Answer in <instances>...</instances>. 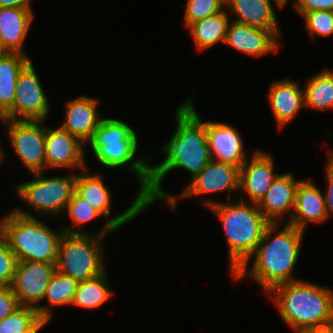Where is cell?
<instances>
[{"mask_svg": "<svg viewBox=\"0 0 333 333\" xmlns=\"http://www.w3.org/2000/svg\"><path fill=\"white\" fill-rule=\"evenodd\" d=\"M29 212L16 208L6 214L0 220V235L8 242L18 261L56 264L64 230L51 229Z\"/></svg>", "mask_w": 333, "mask_h": 333, "instance_id": "8992f818", "label": "cell"}, {"mask_svg": "<svg viewBox=\"0 0 333 333\" xmlns=\"http://www.w3.org/2000/svg\"><path fill=\"white\" fill-rule=\"evenodd\" d=\"M278 128L283 129L305 107L304 89L293 79L273 81L267 93Z\"/></svg>", "mask_w": 333, "mask_h": 333, "instance_id": "ffe728a7", "label": "cell"}, {"mask_svg": "<svg viewBox=\"0 0 333 333\" xmlns=\"http://www.w3.org/2000/svg\"><path fill=\"white\" fill-rule=\"evenodd\" d=\"M280 33L279 30H265L231 20L224 44L249 57L259 58L278 51Z\"/></svg>", "mask_w": 333, "mask_h": 333, "instance_id": "9a60e30c", "label": "cell"}, {"mask_svg": "<svg viewBox=\"0 0 333 333\" xmlns=\"http://www.w3.org/2000/svg\"><path fill=\"white\" fill-rule=\"evenodd\" d=\"M33 180L15 186L20 197L38 216L52 214L57 218L64 214L68 202L75 193L77 174L43 177V172L33 173Z\"/></svg>", "mask_w": 333, "mask_h": 333, "instance_id": "ba28073f", "label": "cell"}, {"mask_svg": "<svg viewBox=\"0 0 333 333\" xmlns=\"http://www.w3.org/2000/svg\"><path fill=\"white\" fill-rule=\"evenodd\" d=\"M17 257L8 242L0 235V287H10L14 281Z\"/></svg>", "mask_w": 333, "mask_h": 333, "instance_id": "d6a6232c", "label": "cell"}, {"mask_svg": "<svg viewBox=\"0 0 333 333\" xmlns=\"http://www.w3.org/2000/svg\"><path fill=\"white\" fill-rule=\"evenodd\" d=\"M304 89L305 108L333 110V70L325 69L307 80Z\"/></svg>", "mask_w": 333, "mask_h": 333, "instance_id": "4316f807", "label": "cell"}, {"mask_svg": "<svg viewBox=\"0 0 333 333\" xmlns=\"http://www.w3.org/2000/svg\"><path fill=\"white\" fill-rule=\"evenodd\" d=\"M211 158L239 168L248 159L243 138L236 128L224 122H205Z\"/></svg>", "mask_w": 333, "mask_h": 333, "instance_id": "2e32d148", "label": "cell"}, {"mask_svg": "<svg viewBox=\"0 0 333 333\" xmlns=\"http://www.w3.org/2000/svg\"><path fill=\"white\" fill-rule=\"evenodd\" d=\"M225 8L234 21L265 30H279L271 0H225Z\"/></svg>", "mask_w": 333, "mask_h": 333, "instance_id": "603a6c76", "label": "cell"}, {"mask_svg": "<svg viewBox=\"0 0 333 333\" xmlns=\"http://www.w3.org/2000/svg\"><path fill=\"white\" fill-rule=\"evenodd\" d=\"M116 230L110 221H106L95 234L64 233L59 242L56 270L78 282L99 276L106 270L103 240Z\"/></svg>", "mask_w": 333, "mask_h": 333, "instance_id": "52a82bcc", "label": "cell"}, {"mask_svg": "<svg viewBox=\"0 0 333 333\" xmlns=\"http://www.w3.org/2000/svg\"><path fill=\"white\" fill-rule=\"evenodd\" d=\"M325 164V177L327 183V191L325 194L326 210L328 218L333 216V150H330L329 156Z\"/></svg>", "mask_w": 333, "mask_h": 333, "instance_id": "d590c367", "label": "cell"}, {"mask_svg": "<svg viewBox=\"0 0 333 333\" xmlns=\"http://www.w3.org/2000/svg\"><path fill=\"white\" fill-rule=\"evenodd\" d=\"M293 6L302 16L304 13L311 11H333V0H295Z\"/></svg>", "mask_w": 333, "mask_h": 333, "instance_id": "e575fe53", "label": "cell"}, {"mask_svg": "<svg viewBox=\"0 0 333 333\" xmlns=\"http://www.w3.org/2000/svg\"><path fill=\"white\" fill-rule=\"evenodd\" d=\"M79 282L72 277L66 276L58 272L53 273L43 300L47 299V305H38L35 309L39 317L48 324L52 319V306L70 305L73 301L74 294L77 291Z\"/></svg>", "mask_w": 333, "mask_h": 333, "instance_id": "484cf974", "label": "cell"}, {"mask_svg": "<svg viewBox=\"0 0 333 333\" xmlns=\"http://www.w3.org/2000/svg\"><path fill=\"white\" fill-rule=\"evenodd\" d=\"M302 17L308 35L312 38L316 35L323 37L333 35V11H311L304 13Z\"/></svg>", "mask_w": 333, "mask_h": 333, "instance_id": "1f68e13d", "label": "cell"}, {"mask_svg": "<svg viewBox=\"0 0 333 333\" xmlns=\"http://www.w3.org/2000/svg\"><path fill=\"white\" fill-rule=\"evenodd\" d=\"M88 169L81 170L75 181V193L91 206L100 211L117 229L131 222L146 209L143 196L138 193L129 207L117 216L111 214V192L104 184L100 174H90Z\"/></svg>", "mask_w": 333, "mask_h": 333, "instance_id": "30bf717a", "label": "cell"}, {"mask_svg": "<svg viewBox=\"0 0 333 333\" xmlns=\"http://www.w3.org/2000/svg\"><path fill=\"white\" fill-rule=\"evenodd\" d=\"M240 168L215 160H211L205 168L190 180L187 187L178 197H173L167 203L168 208L175 210L177 198L196 197L216 192H228L227 201L231 199L232 191H239ZM230 192V193H229Z\"/></svg>", "mask_w": 333, "mask_h": 333, "instance_id": "7c38bea8", "label": "cell"}, {"mask_svg": "<svg viewBox=\"0 0 333 333\" xmlns=\"http://www.w3.org/2000/svg\"><path fill=\"white\" fill-rule=\"evenodd\" d=\"M227 13L228 11L225 8L218 14L197 21L187 28L199 52L213 47L218 42L225 43L231 22Z\"/></svg>", "mask_w": 333, "mask_h": 333, "instance_id": "d4e9b609", "label": "cell"}, {"mask_svg": "<svg viewBox=\"0 0 333 333\" xmlns=\"http://www.w3.org/2000/svg\"><path fill=\"white\" fill-rule=\"evenodd\" d=\"M272 297L280 317L293 331L333 325V290L296 280L274 287Z\"/></svg>", "mask_w": 333, "mask_h": 333, "instance_id": "277c9868", "label": "cell"}, {"mask_svg": "<svg viewBox=\"0 0 333 333\" xmlns=\"http://www.w3.org/2000/svg\"><path fill=\"white\" fill-rule=\"evenodd\" d=\"M137 136V131L120 119L102 118L88 143L101 165L134 172L140 184L138 193L144 196L149 191L151 162L146 160L147 157H137Z\"/></svg>", "mask_w": 333, "mask_h": 333, "instance_id": "5b68a950", "label": "cell"}, {"mask_svg": "<svg viewBox=\"0 0 333 333\" xmlns=\"http://www.w3.org/2000/svg\"><path fill=\"white\" fill-rule=\"evenodd\" d=\"M107 269L97 277L79 282L71 306L96 309L114 295L109 288Z\"/></svg>", "mask_w": 333, "mask_h": 333, "instance_id": "83f0119b", "label": "cell"}, {"mask_svg": "<svg viewBox=\"0 0 333 333\" xmlns=\"http://www.w3.org/2000/svg\"><path fill=\"white\" fill-rule=\"evenodd\" d=\"M19 306L12 287H0V321L8 317Z\"/></svg>", "mask_w": 333, "mask_h": 333, "instance_id": "836d02e7", "label": "cell"}, {"mask_svg": "<svg viewBox=\"0 0 333 333\" xmlns=\"http://www.w3.org/2000/svg\"><path fill=\"white\" fill-rule=\"evenodd\" d=\"M238 202L223 203L212 199L202 204L216 214L223 227L229 248L228 261L231 276L251 257L271 222L256 203L249 204L244 195Z\"/></svg>", "mask_w": 333, "mask_h": 333, "instance_id": "3957f363", "label": "cell"}, {"mask_svg": "<svg viewBox=\"0 0 333 333\" xmlns=\"http://www.w3.org/2000/svg\"><path fill=\"white\" fill-rule=\"evenodd\" d=\"M45 325L34 307L20 305L0 321V333H38Z\"/></svg>", "mask_w": 333, "mask_h": 333, "instance_id": "f1b7e54d", "label": "cell"}, {"mask_svg": "<svg viewBox=\"0 0 333 333\" xmlns=\"http://www.w3.org/2000/svg\"><path fill=\"white\" fill-rule=\"evenodd\" d=\"M282 225V223H271L265 229L255 252L231 276L234 282L249 276L268 294L278 285L297 280L293 277V271L299 260L305 231L287 222ZM252 256L254 259L248 269Z\"/></svg>", "mask_w": 333, "mask_h": 333, "instance_id": "7a4b0ae2", "label": "cell"}, {"mask_svg": "<svg viewBox=\"0 0 333 333\" xmlns=\"http://www.w3.org/2000/svg\"><path fill=\"white\" fill-rule=\"evenodd\" d=\"M225 9V0H187L185 5L186 28Z\"/></svg>", "mask_w": 333, "mask_h": 333, "instance_id": "4dcf8cb0", "label": "cell"}, {"mask_svg": "<svg viewBox=\"0 0 333 333\" xmlns=\"http://www.w3.org/2000/svg\"><path fill=\"white\" fill-rule=\"evenodd\" d=\"M276 2V6H278V8H283L287 3L288 0H274Z\"/></svg>", "mask_w": 333, "mask_h": 333, "instance_id": "f35d334b", "label": "cell"}, {"mask_svg": "<svg viewBox=\"0 0 333 333\" xmlns=\"http://www.w3.org/2000/svg\"><path fill=\"white\" fill-rule=\"evenodd\" d=\"M295 333H333V325L324 328L301 329Z\"/></svg>", "mask_w": 333, "mask_h": 333, "instance_id": "74e56055", "label": "cell"}, {"mask_svg": "<svg viewBox=\"0 0 333 333\" xmlns=\"http://www.w3.org/2000/svg\"><path fill=\"white\" fill-rule=\"evenodd\" d=\"M240 168L239 190L249 196L251 203L258 204L278 176L274 173V159L267 152L257 150Z\"/></svg>", "mask_w": 333, "mask_h": 333, "instance_id": "e0dca14e", "label": "cell"}, {"mask_svg": "<svg viewBox=\"0 0 333 333\" xmlns=\"http://www.w3.org/2000/svg\"><path fill=\"white\" fill-rule=\"evenodd\" d=\"M84 144L79 138L69 134L60 126L46 128L45 159L46 170L49 168L86 169Z\"/></svg>", "mask_w": 333, "mask_h": 333, "instance_id": "5bb4252c", "label": "cell"}, {"mask_svg": "<svg viewBox=\"0 0 333 333\" xmlns=\"http://www.w3.org/2000/svg\"><path fill=\"white\" fill-rule=\"evenodd\" d=\"M300 181L296 180L291 172L279 174L273 180L265 196L257 204L262 214L271 223H284L283 219L287 212L289 213L287 222L291 220L296 190Z\"/></svg>", "mask_w": 333, "mask_h": 333, "instance_id": "ac0fdd59", "label": "cell"}, {"mask_svg": "<svg viewBox=\"0 0 333 333\" xmlns=\"http://www.w3.org/2000/svg\"><path fill=\"white\" fill-rule=\"evenodd\" d=\"M98 103V99L85 95L68 100L65 106V120L60 127L88 145L102 120V114L97 111Z\"/></svg>", "mask_w": 333, "mask_h": 333, "instance_id": "d6986e66", "label": "cell"}, {"mask_svg": "<svg viewBox=\"0 0 333 333\" xmlns=\"http://www.w3.org/2000/svg\"><path fill=\"white\" fill-rule=\"evenodd\" d=\"M31 62L28 55L4 52L0 56V112L3 116L13 107L21 71Z\"/></svg>", "mask_w": 333, "mask_h": 333, "instance_id": "cb8c5ba5", "label": "cell"}, {"mask_svg": "<svg viewBox=\"0 0 333 333\" xmlns=\"http://www.w3.org/2000/svg\"><path fill=\"white\" fill-rule=\"evenodd\" d=\"M7 136L16 157L29 173H40L46 169L44 120H5Z\"/></svg>", "mask_w": 333, "mask_h": 333, "instance_id": "9c48e42d", "label": "cell"}, {"mask_svg": "<svg viewBox=\"0 0 333 333\" xmlns=\"http://www.w3.org/2000/svg\"><path fill=\"white\" fill-rule=\"evenodd\" d=\"M6 156L4 150L2 149L1 147V144H0V164L3 163V158Z\"/></svg>", "mask_w": 333, "mask_h": 333, "instance_id": "ab89813d", "label": "cell"}, {"mask_svg": "<svg viewBox=\"0 0 333 333\" xmlns=\"http://www.w3.org/2000/svg\"><path fill=\"white\" fill-rule=\"evenodd\" d=\"M327 219L325 195L311 179L301 180L296 190L294 211L287 223L305 231L308 223H322Z\"/></svg>", "mask_w": 333, "mask_h": 333, "instance_id": "44dd1931", "label": "cell"}, {"mask_svg": "<svg viewBox=\"0 0 333 333\" xmlns=\"http://www.w3.org/2000/svg\"><path fill=\"white\" fill-rule=\"evenodd\" d=\"M175 114V131L168 143L161 148L166 156L159 164L151 165L149 191L143 196L146 208L157 200H167L169 203L174 197L161 186L169 172L175 168L187 170L192 180L212 160L205 122L195 109L192 98L178 106Z\"/></svg>", "mask_w": 333, "mask_h": 333, "instance_id": "6da1fadb", "label": "cell"}, {"mask_svg": "<svg viewBox=\"0 0 333 333\" xmlns=\"http://www.w3.org/2000/svg\"><path fill=\"white\" fill-rule=\"evenodd\" d=\"M0 121H2L3 123L5 122V118L1 112H0Z\"/></svg>", "mask_w": 333, "mask_h": 333, "instance_id": "60d3db41", "label": "cell"}, {"mask_svg": "<svg viewBox=\"0 0 333 333\" xmlns=\"http://www.w3.org/2000/svg\"><path fill=\"white\" fill-rule=\"evenodd\" d=\"M4 53V51L2 50V48L0 47V56Z\"/></svg>", "mask_w": 333, "mask_h": 333, "instance_id": "b9f144b4", "label": "cell"}, {"mask_svg": "<svg viewBox=\"0 0 333 333\" xmlns=\"http://www.w3.org/2000/svg\"><path fill=\"white\" fill-rule=\"evenodd\" d=\"M31 1L32 0H0V8L10 7L32 10Z\"/></svg>", "mask_w": 333, "mask_h": 333, "instance_id": "8d00e7d4", "label": "cell"}, {"mask_svg": "<svg viewBox=\"0 0 333 333\" xmlns=\"http://www.w3.org/2000/svg\"><path fill=\"white\" fill-rule=\"evenodd\" d=\"M65 212H67L72 220L73 226L69 227L68 225H65L62 229L64 230V233L69 234H86L84 230H81L85 227L84 224L103 215L76 193L73 194L71 200L68 202Z\"/></svg>", "mask_w": 333, "mask_h": 333, "instance_id": "f546056e", "label": "cell"}, {"mask_svg": "<svg viewBox=\"0 0 333 333\" xmlns=\"http://www.w3.org/2000/svg\"><path fill=\"white\" fill-rule=\"evenodd\" d=\"M34 18L29 9L0 8V47L4 52L27 55L23 45Z\"/></svg>", "mask_w": 333, "mask_h": 333, "instance_id": "7402d4cb", "label": "cell"}, {"mask_svg": "<svg viewBox=\"0 0 333 333\" xmlns=\"http://www.w3.org/2000/svg\"><path fill=\"white\" fill-rule=\"evenodd\" d=\"M33 63L20 73L13 107L4 115L5 120H46L50 104L42 88Z\"/></svg>", "mask_w": 333, "mask_h": 333, "instance_id": "8fae6325", "label": "cell"}, {"mask_svg": "<svg viewBox=\"0 0 333 333\" xmlns=\"http://www.w3.org/2000/svg\"><path fill=\"white\" fill-rule=\"evenodd\" d=\"M56 264L18 261L12 289L19 305L36 308L43 301Z\"/></svg>", "mask_w": 333, "mask_h": 333, "instance_id": "4fadbf2b", "label": "cell"}]
</instances>
